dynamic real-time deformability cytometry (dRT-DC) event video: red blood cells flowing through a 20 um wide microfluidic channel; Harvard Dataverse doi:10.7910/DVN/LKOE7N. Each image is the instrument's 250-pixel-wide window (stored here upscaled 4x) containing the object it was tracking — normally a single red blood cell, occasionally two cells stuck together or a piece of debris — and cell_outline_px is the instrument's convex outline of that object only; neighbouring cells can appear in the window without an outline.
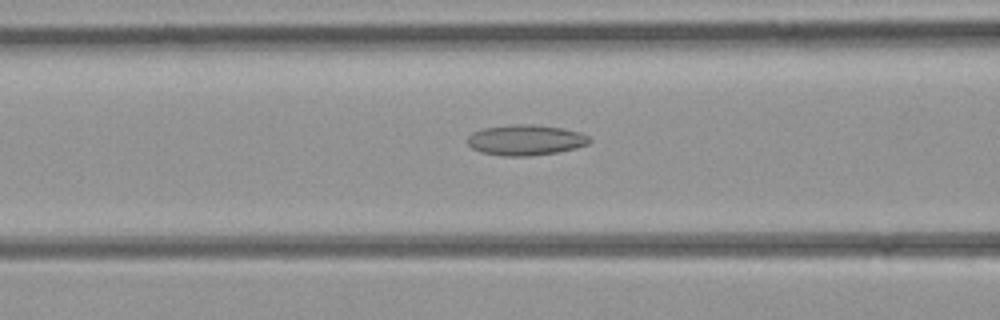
{"species": "common noctule bat (a hibernating species)", "species_latin": "Nyctalus noctula", "temperature_condition": "room temperature", "stored_images_in_passage": 25, "camera_frame_rate_fps": 3000, "um_per_image_px": 0.085, "animal": {"sex": "female", "body_mass_g": 21.9}, "frame": {"image": 1, "passage_image": 6, "time_ms": 1.667, "image_size_px": [1000, 320], "cell_outline_px": [[592, 140], [588, 144], [576, 148], [556, 152], [528, 156], [504, 156], [480, 152], [472, 148], [468, 144], [468, 136], [472, 132], [484, 128], [516, 124], [532, 124], [560, 128], [580, 132], [588, 136]], "centroid_in_image_um": [44.67, 11.9], "position_along_channel_um": 121.9, "area_um2": 21.62}}
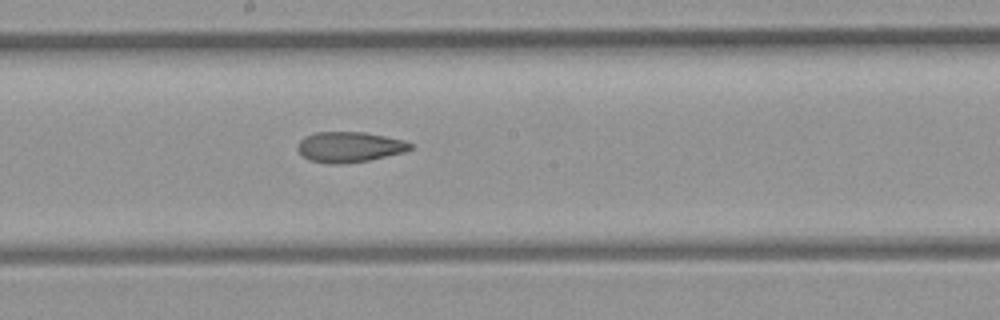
{"frame": {"image": 2, "passage_image": 12, "time_ms": 3.667, "image_size_px": [1000, 320], "cell_outline_px": [[412, 148], [404, 152], [368, 160], [336, 164], [328, 164], [308, 160], [296, 148], [300, 140], [304, 136], [316, 132], [364, 132], [404, 140], [412, 144]], "centroid_in_image_um": [29.67, 12.49], "position_along_channel_um": 218.5, "area_um2": 19.88}}
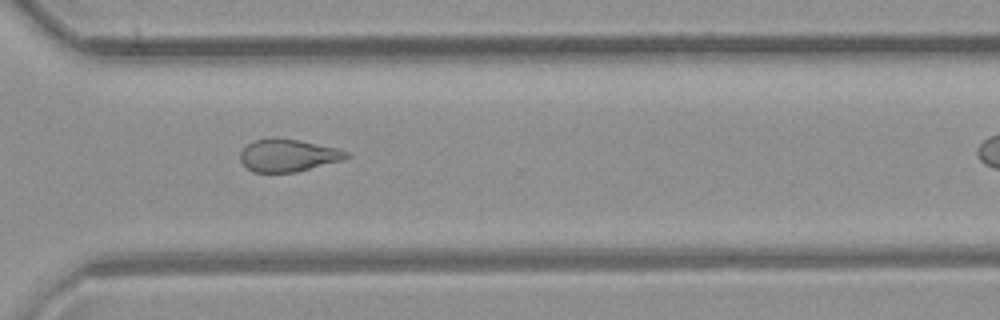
{"frame": {"image": 3, "passage_image": 20, "time_ms": 6.333, "image_size_px": [1000, 320], "cell_outline_px": [[352, 156], [344, 160], [296, 172], [252, 172], [240, 160], [240, 152], [248, 144], [256, 140], [268, 136], [276, 136], [300, 140], [336, 148], [348, 152]], "centroid_in_image_um": [24.5, 13.19], "position_along_channel_um": 346.1, "area_um2": 20.35}}